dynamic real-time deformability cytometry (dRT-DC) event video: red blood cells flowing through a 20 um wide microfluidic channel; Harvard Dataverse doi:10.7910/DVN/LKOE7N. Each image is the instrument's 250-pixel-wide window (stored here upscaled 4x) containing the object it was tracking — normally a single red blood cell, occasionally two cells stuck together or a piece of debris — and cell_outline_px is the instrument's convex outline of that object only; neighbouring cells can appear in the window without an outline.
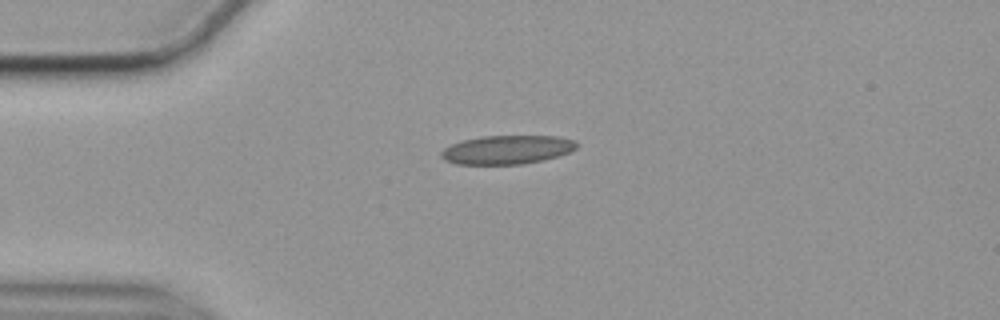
{"species": "common noctule bat (a hibernating species)", "species_latin": "Nyctalus noctula", "temperature_condition": "cold", "stored_images_in_passage": 44, "camera_frame_rate_fps": 3000, "um_per_image_px": 0.085, "animal": {"sex": "female", "body_mass_g": 19.9}, "frame": {"image": 1, "passage_image": 1, "time_ms": 0.0, "image_size_px": [1000, 320], "cell_outline_px": [[576, 148], [568, 152], [544, 160], [524, 164], [456, 164], [444, 160], [440, 156], [440, 152], [444, 148], [452, 144], [464, 140], [480, 136], [556, 136], [572, 140], [576, 144]], "centroid_in_image_um": [43.04, 12.73], "position_along_channel_um": 42.0, "area_um2": 22.54}}
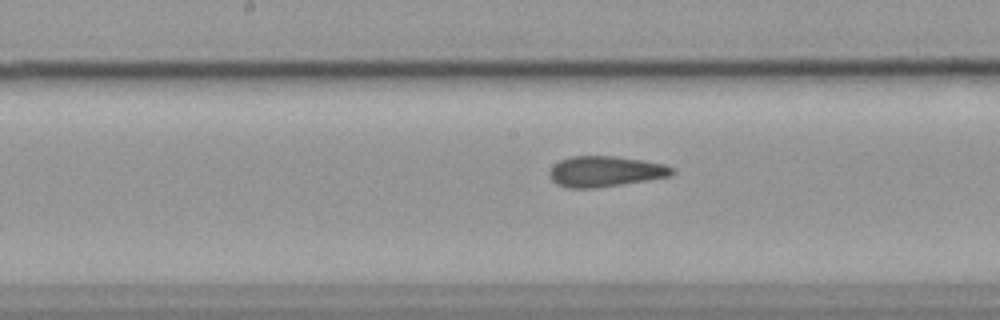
{"frame": {"image": 2, "passage_image": 16, "time_ms": 5.0, "image_size_px": [1000, 320], "cell_outline_px": [[676, 172], [672, 176], [596, 188], [568, 188], [556, 184], [548, 176], [548, 172], [560, 160], [572, 156], [616, 156], [664, 164], [676, 168]], "centroid_in_image_um": [51.47, 14.58], "position_along_channel_um": 196.7, "area_um2": 21.96}}
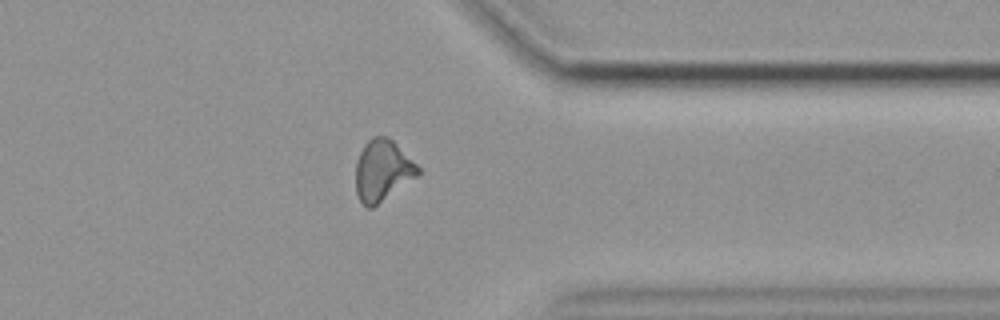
{"frame": {"image": 3, "passage_image": 32, "time_ms": 10.333, "image_size_px": [1000, 320], "cell_outline_px": [[420, 172], [416, 176], [372, 208], [368, 208], [360, 200], [356, 192], [356, 164], [360, 152], [364, 144], [372, 136], [388, 136], [420, 168]], "centroid_in_image_um": [32.48, 14.47], "position_along_channel_um": 378.9, "area_um2": 21.73}, "authors_computed_cell_mechanics": {"area_um2": 21.9062, "velocity_mm_per_s": 3.5516, "shape_relaxation_time_tau1_ms": null, "shape_relaxation_time_tau2_ms": 1.8404, "deformation_change_tau1": null, "deformation_change_tau2": 0.0809}}